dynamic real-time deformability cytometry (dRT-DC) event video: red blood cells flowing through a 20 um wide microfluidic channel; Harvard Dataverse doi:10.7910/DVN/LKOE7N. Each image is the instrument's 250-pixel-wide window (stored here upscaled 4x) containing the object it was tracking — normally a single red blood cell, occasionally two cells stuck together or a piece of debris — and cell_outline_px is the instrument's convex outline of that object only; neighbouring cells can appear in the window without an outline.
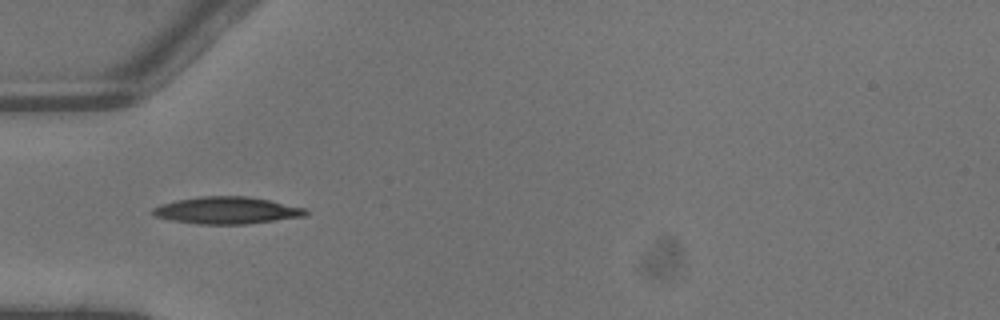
{"species": "common noctule bat (a hibernating species)", "species_latin": "Nyctalus noctula", "temperature_condition": "warm", "stored_images_in_passage": 1, "camera_frame_rate_fps": 3000, "um_per_image_px": 0.085, "animal": {"sex": "male", "body_mass_g": 13.3}, "frame": {"image": 1, "passage_image": 1, "time_ms": 0.0, "image_size_px": [1000, 320], "cell_outline_px": [[308, 212], [304, 216], [248, 224], [196, 224], [172, 220], [156, 216], [152, 212], [152, 208], [160, 204], [176, 200], [200, 196], [248, 196], [308, 208]], "centroid_in_image_um": [19.29, 17.88], "position_along_channel_um": 65.7, "area_um2": 24.1}}